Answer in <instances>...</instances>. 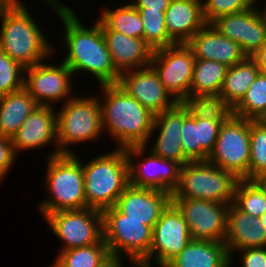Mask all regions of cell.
<instances>
[{
	"instance_id": "obj_1",
	"label": "cell",
	"mask_w": 266,
	"mask_h": 267,
	"mask_svg": "<svg viewBox=\"0 0 266 267\" xmlns=\"http://www.w3.org/2000/svg\"><path fill=\"white\" fill-rule=\"evenodd\" d=\"M61 20L63 26V45L65 58L60 60L76 74H89L97 85L117 84L120 73L114 67L107 49L100 20L88 27L83 24L75 9L62 4L59 0H43ZM67 53H66V51Z\"/></svg>"
},
{
	"instance_id": "obj_2",
	"label": "cell",
	"mask_w": 266,
	"mask_h": 267,
	"mask_svg": "<svg viewBox=\"0 0 266 267\" xmlns=\"http://www.w3.org/2000/svg\"><path fill=\"white\" fill-rule=\"evenodd\" d=\"M98 101L102 127L118 149L149 144L154 114L129 96L118 84L100 85Z\"/></svg>"
},
{
	"instance_id": "obj_3",
	"label": "cell",
	"mask_w": 266,
	"mask_h": 267,
	"mask_svg": "<svg viewBox=\"0 0 266 267\" xmlns=\"http://www.w3.org/2000/svg\"><path fill=\"white\" fill-rule=\"evenodd\" d=\"M24 4V1L17 0L0 11V49L12 60L28 68L49 61L58 50Z\"/></svg>"
},
{
	"instance_id": "obj_4",
	"label": "cell",
	"mask_w": 266,
	"mask_h": 267,
	"mask_svg": "<svg viewBox=\"0 0 266 267\" xmlns=\"http://www.w3.org/2000/svg\"><path fill=\"white\" fill-rule=\"evenodd\" d=\"M78 157L76 153L45 158L44 188L47 196L38 206L43 219L57 211L87 208L81 159L84 157Z\"/></svg>"
},
{
	"instance_id": "obj_5",
	"label": "cell",
	"mask_w": 266,
	"mask_h": 267,
	"mask_svg": "<svg viewBox=\"0 0 266 267\" xmlns=\"http://www.w3.org/2000/svg\"><path fill=\"white\" fill-rule=\"evenodd\" d=\"M83 162L87 208L103 211L114 207L129 185V164L125 149L115 148Z\"/></svg>"
},
{
	"instance_id": "obj_6",
	"label": "cell",
	"mask_w": 266,
	"mask_h": 267,
	"mask_svg": "<svg viewBox=\"0 0 266 267\" xmlns=\"http://www.w3.org/2000/svg\"><path fill=\"white\" fill-rule=\"evenodd\" d=\"M56 109L57 143L60 154H76L80 143L97 142L104 135L98 96L75 95Z\"/></svg>"
},
{
	"instance_id": "obj_7",
	"label": "cell",
	"mask_w": 266,
	"mask_h": 267,
	"mask_svg": "<svg viewBox=\"0 0 266 267\" xmlns=\"http://www.w3.org/2000/svg\"><path fill=\"white\" fill-rule=\"evenodd\" d=\"M238 180L233 173L208 161L188 162L181 167L179 183L171 199H201L231 204Z\"/></svg>"
},
{
	"instance_id": "obj_8",
	"label": "cell",
	"mask_w": 266,
	"mask_h": 267,
	"mask_svg": "<svg viewBox=\"0 0 266 267\" xmlns=\"http://www.w3.org/2000/svg\"><path fill=\"white\" fill-rule=\"evenodd\" d=\"M103 240L111 255L130 260L131 267H148L152 228L143 221L128 219L115 206L102 211Z\"/></svg>"
},
{
	"instance_id": "obj_9",
	"label": "cell",
	"mask_w": 266,
	"mask_h": 267,
	"mask_svg": "<svg viewBox=\"0 0 266 267\" xmlns=\"http://www.w3.org/2000/svg\"><path fill=\"white\" fill-rule=\"evenodd\" d=\"M250 120L231 115L222 123L207 161L249 180Z\"/></svg>"
},
{
	"instance_id": "obj_10",
	"label": "cell",
	"mask_w": 266,
	"mask_h": 267,
	"mask_svg": "<svg viewBox=\"0 0 266 267\" xmlns=\"http://www.w3.org/2000/svg\"><path fill=\"white\" fill-rule=\"evenodd\" d=\"M43 220L49 225L54 237L62 242L57 254L103 241L102 211L92 208L63 210L50 213Z\"/></svg>"
},
{
	"instance_id": "obj_11",
	"label": "cell",
	"mask_w": 266,
	"mask_h": 267,
	"mask_svg": "<svg viewBox=\"0 0 266 267\" xmlns=\"http://www.w3.org/2000/svg\"><path fill=\"white\" fill-rule=\"evenodd\" d=\"M125 153L129 164V185L169 194L177 188L182 167L180 163L153 154L145 145L125 148Z\"/></svg>"
},
{
	"instance_id": "obj_12",
	"label": "cell",
	"mask_w": 266,
	"mask_h": 267,
	"mask_svg": "<svg viewBox=\"0 0 266 267\" xmlns=\"http://www.w3.org/2000/svg\"><path fill=\"white\" fill-rule=\"evenodd\" d=\"M45 62L25 68L24 89L38 105L55 107L56 103L64 104L76 95L73 92L75 78L64 62L58 65Z\"/></svg>"
},
{
	"instance_id": "obj_13",
	"label": "cell",
	"mask_w": 266,
	"mask_h": 267,
	"mask_svg": "<svg viewBox=\"0 0 266 267\" xmlns=\"http://www.w3.org/2000/svg\"><path fill=\"white\" fill-rule=\"evenodd\" d=\"M195 59L192 49L186 43L154 51L150 65L177 102L190 94Z\"/></svg>"
},
{
	"instance_id": "obj_14",
	"label": "cell",
	"mask_w": 266,
	"mask_h": 267,
	"mask_svg": "<svg viewBox=\"0 0 266 267\" xmlns=\"http://www.w3.org/2000/svg\"><path fill=\"white\" fill-rule=\"evenodd\" d=\"M188 225L193 240L224 242L230 204L201 199H171Z\"/></svg>"
},
{
	"instance_id": "obj_15",
	"label": "cell",
	"mask_w": 266,
	"mask_h": 267,
	"mask_svg": "<svg viewBox=\"0 0 266 267\" xmlns=\"http://www.w3.org/2000/svg\"><path fill=\"white\" fill-rule=\"evenodd\" d=\"M191 239L188 225L183 216L170 203L152 229L148 267H154V265L164 267L181 253Z\"/></svg>"
},
{
	"instance_id": "obj_16",
	"label": "cell",
	"mask_w": 266,
	"mask_h": 267,
	"mask_svg": "<svg viewBox=\"0 0 266 267\" xmlns=\"http://www.w3.org/2000/svg\"><path fill=\"white\" fill-rule=\"evenodd\" d=\"M210 24L239 44L247 57H252L266 43V22L257 2L242 12L221 15Z\"/></svg>"
},
{
	"instance_id": "obj_17",
	"label": "cell",
	"mask_w": 266,
	"mask_h": 267,
	"mask_svg": "<svg viewBox=\"0 0 266 267\" xmlns=\"http://www.w3.org/2000/svg\"><path fill=\"white\" fill-rule=\"evenodd\" d=\"M117 84L154 115L170 110L178 103L151 65L121 73Z\"/></svg>"
},
{
	"instance_id": "obj_18",
	"label": "cell",
	"mask_w": 266,
	"mask_h": 267,
	"mask_svg": "<svg viewBox=\"0 0 266 267\" xmlns=\"http://www.w3.org/2000/svg\"><path fill=\"white\" fill-rule=\"evenodd\" d=\"M55 109L52 106L39 105L29 114L23 125L11 138L17 155L22 151L45 148L51 143L56 147L51 153L48 152L46 158L59 155Z\"/></svg>"
},
{
	"instance_id": "obj_19",
	"label": "cell",
	"mask_w": 266,
	"mask_h": 267,
	"mask_svg": "<svg viewBox=\"0 0 266 267\" xmlns=\"http://www.w3.org/2000/svg\"><path fill=\"white\" fill-rule=\"evenodd\" d=\"M188 111L178 102L172 109L154 115L153 128L145 145L153 154L180 163L182 166L190 162L185 156L181 142V127ZM157 132V133H156ZM156 134V135H154ZM153 136L156 137L154 140ZM153 138V143L151 140ZM155 141V142H154ZM149 147V148H148Z\"/></svg>"
},
{
	"instance_id": "obj_20",
	"label": "cell",
	"mask_w": 266,
	"mask_h": 267,
	"mask_svg": "<svg viewBox=\"0 0 266 267\" xmlns=\"http://www.w3.org/2000/svg\"><path fill=\"white\" fill-rule=\"evenodd\" d=\"M170 203L171 194L167 192L128 185L117 199L115 207L128 219L143 221L153 229Z\"/></svg>"
},
{
	"instance_id": "obj_21",
	"label": "cell",
	"mask_w": 266,
	"mask_h": 267,
	"mask_svg": "<svg viewBox=\"0 0 266 267\" xmlns=\"http://www.w3.org/2000/svg\"><path fill=\"white\" fill-rule=\"evenodd\" d=\"M224 243L230 255V267H232L235 264V251L266 247V228L259 217L248 215L231 203L227 212Z\"/></svg>"
},
{
	"instance_id": "obj_22",
	"label": "cell",
	"mask_w": 266,
	"mask_h": 267,
	"mask_svg": "<svg viewBox=\"0 0 266 267\" xmlns=\"http://www.w3.org/2000/svg\"><path fill=\"white\" fill-rule=\"evenodd\" d=\"M100 26L114 67L120 74L150 66L154 49L144 39L109 30L101 21Z\"/></svg>"
},
{
	"instance_id": "obj_23",
	"label": "cell",
	"mask_w": 266,
	"mask_h": 267,
	"mask_svg": "<svg viewBox=\"0 0 266 267\" xmlns=\"http://www.w3.org/2000/svg\"><path fill=\"white\" fill-rule=\"evenodd\" d=\"M186 44L196 59L213 60L228 67L247 57L239 44L223 36L210 23H206Z\"/></svg>"
},
{
	"instance_id": "obj_24",
	"label": "cell",
	"mask_w": 266,
	"mask_h": 267,
	"mask_svg": "<svg viewBox=\"0 0 266 267\" xmlns=\"http://www.w3.org/2000/svg\"><path fill=\"white\" fill-rule=\"evenodd\" d=\"M223 122L187 115L181 127L184 156L190 161H207L213 151Z\"/></svg>"
},
{
	"instance_id": "obj_25",
	"label": "cell",
	"mask_w": 266,
	"mask_h": 267,
	"mask_svg": "<svg viewBox=\"0 0 266 267\" xmlns=\"http://www.w3.org/2000/svg\"><path fill=\"white\" fill-rule=\"evenodd\" d=\"M169 37L176 43H187L205 24L201 0H171L165 11Z\"/></svg>"
},
{
	"instance_id": "obj_26",
	"label": "cell",
	"mask_w": 266,
	"mask_h": 267,
	"mask_svg": "<svg viewBox=\"0 0 266 267\" xmlns=\"http://www.w3.org/2000/svg\"><path fill=\"white\" fill-rule=\"evenodd\" d=\"M164 267H230V255L224 242L191 239Z\"/></svg>"
},
{
	"instance_id": "obj_27",
	"label": "cell",
	"mask_w": 266,
	"mask_h": 267,
	"mask_svg": "<svg viewBox=\"0 0 266 267\" xmlns=\"http://www.w3.org/2000/svg\"><path fill=\"white\" fill-rule=\"evenodd\" d=\"M39 105L24 89L0 97V136L12 138Z\"/></svg>"
},
{
	"instance_id": "obj_28",
	"label": "cell",
	"mask_w": 266,
	"mask_h": 267,
	"mask_svg": "<svg viewBox=\"0 0 266 267\" xmlns=\"http://www.w3.org/2000/svg\"><path fill=\"white\" fill-rule=\"evenodd\" d=\"M259 74V67L252 57L228 67L219 95L234 108L245 96Z\"/></svg>"
},
{
	"instance_id": "obj_29",
	"label": "cell",
	"mask_w": 266,
	"mask_h": 267,
	"mask_svg": "<svg viewBox=\"0 0 266 267\" xmlns=\"http://www.w3.org/2000/svg\"><path fill=\"white\" fill-rule=\"evenodd\" d=\"M227 69L217 61L195 59L190 94L219 95Z\"/></svg>"
},
{
	"instance_id": "obj_30",
	"label": "cell",
	"mask_w": 266,
	"mask_h": 267,
	"mask_svg": "<svg viewBox=\"0 0 266 267\" xmlns=\"http://www.w3.org/2000/svg\"><path fill=\"white\" fill-rule=\"evenodd\" d=\"M109 30L123 33L126 36L143 39L142 18L130 3L117 6L115 9L108 7L100 10L97 17Z\"/></svg>"
},
{
	"instance_id": "obj_31",
	"label": "cell",
	"mask_w": 266,
	"mask_h": 267,
	"mask_svg": "<svg viewBox=\"0 0 266 267\" xmlns=\"http://www.w3.org/2000/svg\"><path fill=\"white\" fill-rule=\"evenodd\" d=\"M180 103L195 118L225 122L233 115V108L220 95L188 94Z\"/></svg>"
},
{
	"instance_id": "obj_32",
	"label": "cell",
	"mask_w": 266,
	"mask_h": 267,
	"mask_svg": "<svg viewBox=\"0 0 266 267\" xmlns=\"http://www.w3.org/2000/svg\"><path fill=\"white\" fill-rule=\"evenodd\" d=\"M110 255L108 247L103 240L89 246L72 248L61 251L55 260L47 267H97Z\"/></svg>"
},
{
	"instance_id": "obj_33",
	"label": "cell",
	"mask_w": 266,
	"mask_h": 267,
	"mask_svg": "<svg viewBox=\"0 0 266 267\" xmlns=\"http://www.w3.org/2000/svg\"><path fill=\"white\" fill-rule=\"evenodd\" d=\"M233 203L244 213L260 217L266 212V190L258 180L239 179Z\"/></svg>"
},
{
	"instance_id": "obj_34",
	"label": "cell",
	"mask_w": 266,
	"mask_h": 267,
	"mask_svg": "<svg viewBox=\"0 0 266 267\" xmlns=\"http://www.w3.org/2000/svg\"><path fill=\"white\" fill-rule=\"evenodd\" d=\"M233 115L260 121L266 115V76L259 73L245 96L233 108Z\"/></svg>"
},
{
	"instance_id": "obj_35",
	"label": "cell",
	"mask_w": 266,
	"mask_h": 267,
	"mask_svg": "<svg viewBox=\"0 0 266 267\" xmlns=\"http://www.w3.org/2000/svg\"><path fill=\"white\" fill-rule=\"evenodd\" d=\"M143 22V39L155 50L175 45L169 37L165 24V11L135 8Z\"/></svg>"
},
{
	"instance_id": "obj_36",
	"label": "cell",
	"mask_w": 266,
	"mask_h": 267,
	"mask_svg": "<svg viewBox=\"0 0 266 267\" xmlns=\"http://www.w3.org/2000/svg\"><path fill=\"white\" fill-rule=\"evenodd\" d=\"M266 176V125L250 120L249 180Z\"/></svg>"
},
{
	"instance_id": "obj_37",
	"label": "cell",
	"mask_w": 266,
	"mask_h": 267,
	"mask_svg": "<svg viewBox=\"0 0 266 267\" xmlns=\"http://www.w3.org/2000/svg\"><path fill=\"white\" fill-rule=\"evenodd\" d=\"M25 68L0 49V97L24 88Z\"/></svg>"
},
{
	"instance_id": "obj_38",
	"label": "cell",
	"mask_w": 266,
	"mask_h": 267,
	"mask_svg": "<svg viewBox=\"0 0 266 267\" xmlns=\"http://www.w3.org/2000/svg\"><path fill=\"white\" fill-rule=\"evenodd\" d=\"M257 1L259 0H201L203 17L206 23H210L221 15L247 10Z\"/></svg>"
},
{
	"instance_id": "obj_39",
	"label": "cell",
	"mask_w": 266,
	"mask_h": 267,
	"mask_svg": "<svg viewBox=\"0 0 266 267\" xmlns=\"http://www.w3.org/2000/svg\"><path fill=\"white\" fill-rule=\"evenodd\" d=\"M17 160L12 140L9 137L0 136V181L4 179Z\"/></svg>"
},
{
	"instance_id": "obj_40",
	"label": "cell",
	"mask_w": 266,
	"mask_h": 267,
	"mask_svg": "<svg viewBox=\"0 0 266 267\" xmlns=\"http://www.w3.org/2000/svg\"><path fill=\"white\" fill-rule=\"evenodd\" d=\"M234 253L238 255L240 267H266V247L242 249Z\"/></svg>"
},
{
	"instance_id": "obj_41",
	"label": "cell",
	"mask_w": 266,
	"mask_h": 267,
	"mask_svg": "<svg viewBox=\"0 0 266 267\" xmlns=\"http://www.w3.org/2000/svg\"><path fill=\"white\" fill-rule=\"evenodd\" d=\"M171 0H134L129 2L134 8L166 11Z\"/></svg>"
},
{
	"instance_id": "obj_42",
	"label": "cell",
	"mask_w": 266,
	"mask_h": 267,
	"mask_svg": "<svg viewBox=\"0 0 266 267\" xmlns=\"http://www.w3.org/2000/svg\"><path fill=\"white\" fill-rule=\"evenodd\" d=\"M259 67V73L266 76V43L252 56Z\"/></svg>"
},
{
	"instance_id": "obj_43",
	"label": "cell",
	"mask_w": 266,
	"mask_h": 267,
	"mask_svg": "<svg viewBox=\"0 0 266 267\" xmlns=\"http://www.w3.org/2000/svg\"><path fill=\"white\" fill-rule=\"evenodd\" d=\"M124 257L109 255L97 267H125Z\"/></svg>"
},
{
	"instance_id": "obj_44",
	"label": "cell",
	"mask_w": 266,
	"mask_h": 267,
	"mask_svg": "<svg viewBox=\"0 0 266 267\" xmlns=\"http://www.w3.org/2000/svg\"><path fill=\"white\" fill-rule=\"evenodd\" d=\"M17 0H0V11L13 5Z\"/></svg>"
},
{
	"instance_id": "obj_45",
	"label": "cell",
	"mask_w": 266,
	"mask_h": 267,
	"mask_svg": "<svg viewBox=\"0 0 266 267\" xmlns=\"http://www.w3.org/2000/svg\"><path fill=\"white\" fill-rule=\"evenodd\" d=\"M265 6H266V5H264V7H263V5H262V8H263L264 10L259 6V10H260V12H261V14H262V16H263L265 22H266V7H265Z\"/></svg>"
},
{
	"instance_id": "obj_46",
	"label": "cell",
	"mask_w": 266,
	"mask_h": 267,
	"mask_svg": "<svg viewBox=\"0 0 266 267\" xmlns=\"http://www.w3.org/2000/svg\"><path fill=\"white\" fill-rule=\"evenodd\" d=\"M260 218V220H261V223L265 226V228H266V212L262 215V216H260L259 217Z\"/></svg>"
},
{
	"instance_id": "obj_47",
	"label": "cell",
	"mask_w": 266,
	"mask_h": 267,
	"mask_svg": "<svg viewBox=\"0 0 266 267\" xmlns=\"http://www.w3.org/2000/svg\"><path fill=\"white\" fill-rule=\"evenodd\" d=\"M258 181L264 186L266 190V176H263L262 178L258 179Z\"/></svg>"
},
{
	"instance_id": "obj_48",
	"label": "cell",
	"mask_w": 266,
	"mask_h": 267,
	"mask_svg": "<svg viewBox=\"0 0 266 267\" xmlns=\"http://www.w3.org/2000/svg\"><path fill=\"white\" fill-rule=\"evenodd\" d=\"M266 125V115L260 120Z\"/></svg>"
}]
</instances>
